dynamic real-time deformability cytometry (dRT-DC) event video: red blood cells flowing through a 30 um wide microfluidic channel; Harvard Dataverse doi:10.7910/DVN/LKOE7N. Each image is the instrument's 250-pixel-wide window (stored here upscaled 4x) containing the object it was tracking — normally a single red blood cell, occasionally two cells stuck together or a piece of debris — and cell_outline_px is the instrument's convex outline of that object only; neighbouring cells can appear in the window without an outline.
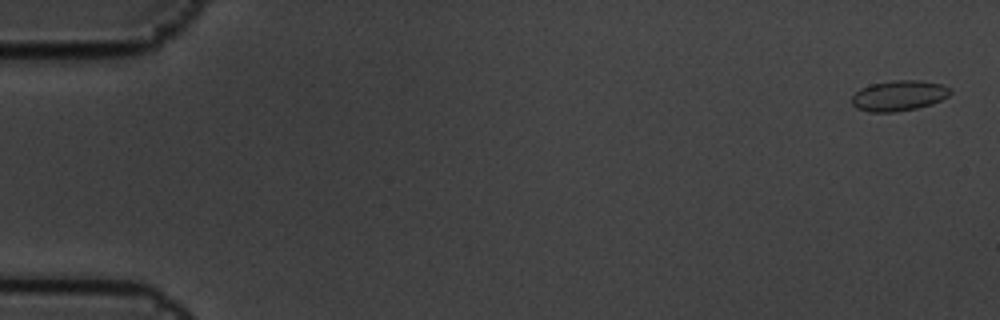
{"species": "common noctule bat (a hibernating species)", "species_latin": "Nyctalus noctula", "temperature_condition": "cold", "stored_images_in_passage": 5, "camera_frame_rate_fps": 3000, "um_per_image_px": 0.085, "animal": {"sex": "male", "body_mass_g": 19.5, "forearm_length_mm": 54.6}, "frame": {"image": 1, "passage_image": 1, "time_ms": 0.0, "image_size_px": [1000, 320], "cell_outline_px": [[952, 92], [948, 96], [932, 104], [916, 108], [896, 112], [868, 112], [856, 108], [852, 104], [852, 96], [860, 88], [872, 84], [896, 80], [920, 80], [944, 84], [952, 88]], "centroid_in_image_um": [76.43, 8.13], "position_along_channel_um": 8.6, "area_um2": 17.63}}